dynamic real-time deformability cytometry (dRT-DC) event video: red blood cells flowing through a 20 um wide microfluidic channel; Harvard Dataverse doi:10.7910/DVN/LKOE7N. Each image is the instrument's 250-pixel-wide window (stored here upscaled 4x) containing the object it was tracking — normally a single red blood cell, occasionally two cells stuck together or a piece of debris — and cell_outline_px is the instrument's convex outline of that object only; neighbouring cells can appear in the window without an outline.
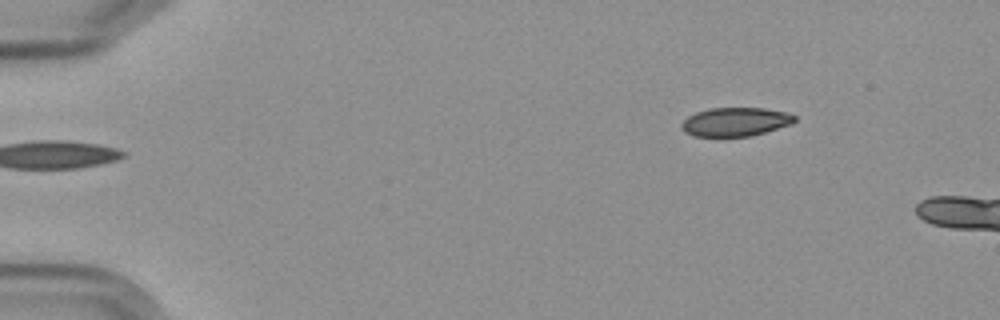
{"species": "Egyptian fruit bat (a non-hibernating species)", "species_latin": "Rousettus aegyptiacus", "temperature_condition": "cold", "stored_images_in_passage": 4, "camera_frame_rate_fps": 3000, "um_per_image_px": 0.085, "frame": {"image": 1, "passage_image": 1, "time_ms": 0.0, "image_size_px": [1000, 320], "cell_outline_px": [[796, 120], [792, 124], [764, 132], [748, 136], [696, 136], [684, 132], [680, 128], [680, 124], [688, 116], [696, 112], [708, 108], [764, 108], [788, 112], [796, 116]], "centroid_in_image_um": [62.5, 10.34], "position_along_channel_um": 22.5, "area_um2": 18.96}}